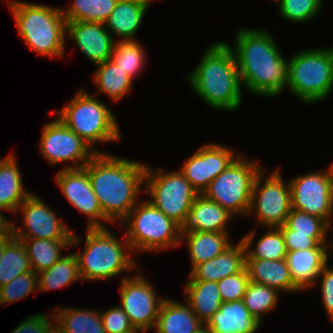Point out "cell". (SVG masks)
<instances>
[{
	"label": "cell",
	"instance_id": "6da1fadb",
	"mask_svg": "<svg viewBox=\"0 0 333 333\" xmlns=\"http://www.w3.org/2000/svg\"><path fill=\"white\" fill-rule=\"evenodd\" d=\"M234 46L242 86L254 95L278 97L288 86V59L267 29L240 28Z\"/></svg>",
	"mask_w": 333,
	"mask_h": 333
},
{
	"label": "cell",
	"instance_id": "7a4b0ae2",
	"mask_svg": "<svg viewBox=\"0 0 333 333\" xmlns=\"http://www.w3.org/2000/svg\"><path fill=\"white\" fill-rule=\"evenodd\" d=\"M83 168L88 173L103 215L112 224L120 223L138 201L146 164L101 152Z\"/></svg>",
	"mask_w": 333,
	"mask_h": 333
},
{
	"label": "cell",
	"instance_id": "3957f363",
	"mask_svg": "<svg viewBox=\"0 0 333 333\" xmlns=\"http://www.w3.org/2000/svg\"><path fill=\"white\" fill-rule=\"evenodd\" d=\"M186 79L197 96L214 110L235 111L242 103L236 57L227 42L210 44Z\"/></svg>",
	"mask_w": 333,
	"mask_h": 333
},
{
	"label": "cell",
	"instance_id": "277c9868",
	"mask_svg": "<svg viewBox=\"0 0 333 333\" xmlns=\"http://www.w3.org/2000/svg\"><path fill=\"white\" fill-rule=\"evenodd\" d=\"M19 36L40 56L62 58L65 53L66 20L61 7L8 1Z\"/></svg>",
	"mask_w": 333,
	"mask_h": 333
},
{
	"label": "cell",
	"instance_id": "5b68a950",
	"mask_svg": "<svg viewBox=\"0 0 333 333\" xmlns=\"http://www.w3.org/2000/svg\"><path fill=\"white\" fill-rule=\"evenodd\" d=\"M84 244V251L75 253L83 282L111 280L121 272L139 269L125 236L117 239L108 227L87 228Z\"/></svg>",
	"mask_w": 333,
	"mask_h": 333
},
{
	"label": "cell",
	"instance_id": "8992f818",
	"mask_svg": "<svg viewBox=\"0 0 333 333\" xmlns=\"http://www.w3.org/2000/svg\"><path fill=\"white\" fill-rule=\"evenodd\" d=\"M52 114L81 137L96 153L97 142H119L121 131L116 116L108 106L83 88L60 111Z\"/></svg>",
	"mask_w": 333,
	"mask_h": 333
},
{
	"label": "cell",
	"instance_id": "52a82bcc",
	"mask_svg": "<svg viewBox=\"0 0 333 333\" xmlns=\"http://www.w3.org/2000/svg\"><path fill=\"white\" fill-rule=\"evenodd\" d=\"M286 88L306 104L325 100L333 92V46L293 54L288 60Z\"/></svg>",
	"mask_w": 333,
	"mask_h": 333
},
{
	"label": "cell",
	"instance_id": "ba28073f",
	"mask_svg": "<svg viewBox=\"0 0 333 333\" xmlns=\"http://www.w3.org/2000/svg\"><path fill=\"white\" fill-rule=\"evenodd\" d=\"M120 223L127 225L125 238L134 253L180 247V225L149 200L136 204Z\"/></svg>",
	"mask_w": 333,
	"mask_h": 333
},
{
	"label": "cell",
	"instance_id": "9c48e42d",
	"mask_svg": "<svg viewBox=\"0 0 333 333\" xmlns=\"http://www.w3.org/2000/svg\"><path fill=\"white\" fill-rule=\"evenodd\" d=\"M259 162L240 154L223 172L211 181L203 195L230 212L248 216L252 186L261 171Z\"/></svg>",
	"mask_w": 333,
	"mask_h": 333
},
{
	"label": "cell",
	"instance_id": "30bf717a",
	"mask_svg": "<svg viewBox=\"0 0 333 333\" xmlns=\"http://www.w3.org/2000/svg\"><path fill=\"white\" fill-rule=\"evenodd\" d=\"M144 183L149 201L180 225L198 195L184 175L179 170L165 172L146 165Z\"/></svg>",
	"mask_w": 333,
	"mask_h": 333
},
{
	"label": "cell",
	"instance_id": "8fae6325",
	"mask_svg": "<svg viewBox=\"0 0 333 333\" xmlns=\"http://www.w3.org/2000/svg\"><path fill=\"white\" fill-rule=\"evenodd\" d=\"M263 170L264 168L253 182L248 215L255 211L258 225L279 227L286 222L292 210L290 184L283 180L279 169L273 171L266 180L263 178Z\"/></svg>",
	"mask_w": 333,
	"mask_h": 333
},
{
	"label": "cell",
	"instance_id": "7c38bea8",
	"mask_svg": "<svg viewBox=\"0 0 333 333\" xmlns=\"http://www.w3.org/2000/svg\"><path fill=\"white\" fill-rule=\"evenodd\" d=\"M39 142L41 155L50 165L72 162L63 169L83 168L96 154L58 118L44 125Z\"/></svg>",
	"mask_w": 333,
	"mask_h": 333
},
{
	"label": "cell",
	"instance_id": "4fadbf2b",
	"mask_svg": "<svg viewBox=\"0 0 333 333\" xmlns=\"http://www.w3.org/2000/svg\"><path fill=\"white\" fill-rule=\"evenodd\" d=\"M292 208L323 219L330 227L333 215V183L327 170L301 174L288 181Z\"/></svg>",
	"mask_w": 333,
	"mask_h": 333
},
{
	"label": "cell",
	"instance_id": "5bb4252c",
	"mask_svg": "<svg viewBox=\"0 0 333 333\" xmlns=\"http://www.w3.org/2000/svg\"><path fill=\"white\" fill-rule=\"evenodd\" d=\"M140 273L125 277L119 287L122 310L132 326L144 333L154 329L161 305L165 298H158L153 285Z\"/></svg>",
	"mask_w": 333,
	"mask_h": 333
},
{
	"label": "cell",
	"instance_id": "9a60e30c",
	"mask_svg": "<svg viewBox=\"0 0 333 333\" xmlns=\"http://www.w3.org/2000/svg\"><path fill=\"white\" fill-rule=\"evenodd\" d=\"M23 215V228L11 221V230L16 239L43 238L48 240H72L71 230L51 207L38 195L31 193L18 207Z\"/></svg>",
	"mask_w": 333,
	"mask_h": 333
},
{
	"label": "cell",
	"instance_id": "2e32d148",
	"mask_svg": "<svg viewBox=\"0 0 333 333\" xmlns=\"http://www.w3.org/2000/svg\"><path fill=\"white\" fill-rule=\"evenodd\" d=\"M222 144L206 143L186 160L179 171L198 194L223 172L240 154Z\"/></svg>",
	"mask_w": 333,
	"mask_h": 333
},
{
	"label": "cell",
	"instance_id": "e0dca14e",
	"mask_svg": "<svg viewBox=\"0 0 333 333\" xmlns=\"http://www.w3.org/2000/svg\"><path fill=\"white\" fill-rule=\"evenodd\" d=\"M55 181L68 202L82 214L87 215V228L106 227L104 222L111 224L103 215L84 168L61 169L55 175Z\"/></svg>",
	"mask_w": 333,
	"mask_h": 333
},
{
	"label": "cell",
	"instance_id": "ac0fdd59",
	"mask_svg": "<svg viewBox=\"0 0 333 333\" xmlns=\"http://www.w3.org/2000/svg\"><path fill=\"white\" fill-rule=\"evenodd\" d=\"M66 35L95 65L109 60L112 56L115 41L103 23L66 21Z\"/></svg>",
	"mask_w": 333,
	"mask_h": 333
},
{
	"label": "cell",
	"instance_id": "d6986e66",
	"mask_svg": "<svg viewBox=\"0 0 333 333\" xmlns=\"http://www.w3.org/2000/svg\"><path fill=\"white\" fill-rule=\"evenodd\" d=\"M233 215L216 202L198 194L192 203L191 209L186 213L184 221L180 224V235L198 232L229 233L227 224Z\"/></svg>",
	"mask_w": 333,
	"mask_h": 333
},
{
	"label": "cell",
	"instance_id": "ffe728a7",
	"mask_svg": "<svg viewBox=\"0 0 333 333\" xmlns=\"http://www.w3.org/2000/svg\"><path fill=\"white\" fill-rule=\"evenodd\" d=\"M261 323L250 313L244 301L239 300L222 302L205 326L210 333H255Z\"/></svg>",
	"mask_w": 333,
	"mask_h": 333
},
{
	"label": "cell",
	"instance_id": "44dd1931",
	"mask_svg": "<svg viewBox=\"0 0 333 333\" xmlns=\"http://www.w3.org/2000/svg\"><path fill=\"white\" fill-rule=\"evenodd\" d=\"M329 248L287 251L286 261L294 284L304 290L315 286L318 275L328 263Z\"/></svg>",
	"mask_w": 333,
	"mask_h": 333
},
{
	"label": "cell",
	"instance_id": "7402d4cb",
	"mask_svg": "<svg viewBox=\"0 0 333 333\" xmlns=\"http://www.w3.org/2000/svg\"><path fill=\"white\" fill-rule=\"evenodd\" d=\"M246 249L240 240L222 254L196 265L189 272L188 280L215 281L240 272L245 267Z\"/></svg>",
	"mask_w": 333,
	"mask_h": 333
},
{
	"label": "cell",
	"instance_id": "603a6c76",
	"mask_svg": "<svg viewBox=\"0 0 333 333\" xmlns=\"http://www.w3.org/2000/svg\"><path fill=\"white\" fill-rule=\"evenodd\" d=\"M152 0H118L104 27L120 41H135L144 15Z\"/></svg>",
	"mask_w": 333,
	"mask_h": 333
},
{
	"label": "cell",
	"instance_id": "cb8c5ba5",
	"mask_svg": "<svg viewBox=\"0 0 333 333\" xmlns=\"http://www.w3.org/2000/svg\"><path fill=\"white\" fill-rule=\"evenodd\" d=\"M245 268L250 282L264 284L276 289L279 293L280 291L291 293L300 291L292 281L286 259H245Z\"/></svg>",
	"mask_w": 333,
	"mask_h": 333
},
{
	"label": "cell",
	"instance_id": "d4e9b609",
	"mask_svg": "<svg viewBox=\"0 0 333 333\" xmlns=\"http://www.w3.org/2000/svg\"><path fill=\"white\" fill-rule=\"evenodd\" d=\"M204 325L187 302L179 303L165 298L154 329L157 333H195Z\"/></svg>",
	"mask_w": 333,
	"mask_h": 333
},
{
	"label": "cell",
	"instance_id": "484cf974",
	"mask_svg": "<svg viewBox=\"0 0 333 333\" xmlns=\"http://www.w3.org/2000/svg\"><path fill=\"white\" fill-rule=\"evenodd\" d=\"M15 159L14 154L10 153L0 164V212L6 210L16 214L18 207L31 194L24 189L21 171Z\"/></svg>",
	"mask_w": 333,
	"mask_h": 333
},
{
	"label": "cell",
	"instance_id": "4316f807",
	"mask_svg": "<svg viewBox=\"0 0 333 333\" xmlns=\"http://www.w3.org/2000/svg\"><path fill=\"white\" fill-rule=\"evenodd\" d=\"M229 237L228 233L192 231L181 235L180 245L184 241L187 244L193 269L196 265L219 256L230 247L233 243Z\"/></svg>",
	"mask_w": 333,
	"mask_h": 333
},
{
	"label": "cell",
	"instance_id": "83f0119b",
	"mask_svg": "<svg viewBox=\"0 0 333 333\" xmlns=\"http://www.w3.org/2000/svg\"><path fill=\"white\" fill-rule=\"evenodd\" d=\"M184 293L191 310L204 324L219 310L222 303L215 281L187 280Z\"/></svg>",
	"mask_w": 333,
	"mask_h": 333
},
{
	"label": "cell",
	"instance_id": "f1b7e54d",
	"mask_svg": "<svg viewBox=\"0 0 333 333\" xmlns=\"http://www.w3.org/2000/svg\"><path fill=\"white\" fill-rule=\"evenodd\" d=\"M18 240H21L24 244L32 271L35 273L49 269L57 262L62 257L61 250L75 246L81 243V240L83 241V239L75 235V232L72 240H48L43 238Z\"/></svg>",
	"mask_w": 333,
	"mask_h": 333
},
{
	"label": "cell",
	"instance_id": "f546056e",
	"mask_svg": "<svg viewBox=\"0 0 333 333\" xmlns=\"http://www.w3.org/2000/svg\"><path fill=\"white\" fill-rule=\"evenodd\" d=\"M53 310L55 323L67 333H106L100 310L59 308Z\"/></svg>",
	"mask_w": 333,
	"mask_h": 333
},
{
	"label": "cell",
	"instance_id": "4dcf8cb0",
	"mask_svg": "<svg viewBox=\"0 0 333 333\" xmlns=\"http://www.w3.org/2000/svg\"><path fill=\"white\" fill-rule=\"evenodd\" d=\"M96 66L93 76L98 92L93 95L104 93L113 102H118L132 89L133 80L111 59Z\"/></svg>",
	"mask_w": 333,
	"mask_h": 333
},
{
	"label": "cell",
	"instance_id": "1f68e13d",
	"mask_svg": "<svg viewBox=\"0 0 333 333\" xmlns=\"http://www.w3.org/2000/svg\"><path fill=\"white\" fill-rule=\"evenodd\" d=\"M255 235L256 232L253 230L241 239L246 249L245 259H286L287 250L279 227H267L266 233L257 241L256 247L251 249Z\"/></svg>",
	"mask_w": 333,
	"mask_h": 333
},
{
	"label": "cell",
	"instance_id": "d6a6232c",
	"mask_svg": "<svg viewBox=\"0 0 333 333\" xmlns=\"http://www.w3.org/2000/svg\"><path fill=\"white\" fill-rule=\"evenodd\" d=\"M81 281L76 254L63 255L49 269L38 273L39 291H49L66 287Z\"/></svg>",
	"mask_w": 333,
	"mask_h": 333
},
{
	"label": "cell",
	"instance_id": "836d02e7",
	"mask_svg": "<svg viewBox=\"0 0 333 333\" xmlns=\"http://www.w3.org/2000/svg\"><path fill=\"white\" fill-rule=\"evenodd\" d=\"M32 271L24 244L15 237L5 246L0 257V287L18 275Z\"/></svg>",
	"mask_w": 333,
	"mask_h": 333
},
{
	"label": "cell",
	"instance_id": "e575fe53",
	"mask_svg": "<svg viewBox=\"0 0 333 333\" xmlns=\"http://www.w3.org/2000/svg\"><path fill=\"white\" fill-rule=\"evenodd\" d=\"M118 0H73L68 8H62L66 21L104 23L111 15Z\"/></svg>",
	"mask_w": 333,
	"mask_h": 333
},
{
	"label": "cell",
	"instance_id": "d590c367",
	"mask_svg": "<svg viewBox=\"0 0 333 333\" xmlns=\"http://www.w3.org/2000/svg\"><path fill=\"white\" fill-rule=\"evenodd\" d=\"M145 47L137 40L120 41L117 40L112 50L111 60L120 67L132 80L142 68L146 61Z\"/></svg>",
	"mask_w": 333,
	"mask_h": 333
},
{
	"label": "cell",
	"instance_id": "8d00e7d4",
	"mask_svg": "<svg viewBox=\"0 0 333 333\" xmlns=\"http://www.w3.org/2000/svg\"><path fill=\"white\" fill-rule=\"evenodd\" d=\"M279 294L274 288L264 284L249 282L243 301L250 313L262 321L263 315L272 312L271 310L276 308Z\"/></svg>",
	"mask_w": 333,
	"mask_h": 333
},
{
	"label": "cell",
	"instance_id": "74e56055",
	"mask_svg": "<svg viewBox=\"0 0 333 333\" xmlns=\"http://www.w3.org/2000/svg\"><path fill=\"white\" fill-rule=\"evenodd\" d=\"M36 290H39L38 273L30 271L18 275L0 287V306L19 301Z\"/></svg>",
	"mask_w": 333,
	"mask_h": 333
},
{
	"label": "cell",
	"instance_id": "f35d334b",
	"mask_svg": "<svg viewBox=\"0 0 333 333\" xmlns=\"http://www.w3.org/2000/svg\"><path fill=\"white\" fill-rule=\"evenodd\" d=\"M323 0H282L278 5L281 16L296 23H306L318 16L321 11Z\"/></svg>",
	"mask_w": 333,
	"mask_h": 333
},
{
	"label": "cell",
	"instance_id": "ab89813d",
	"mask_svg": "<svg viewBox=\"0 0 333 333\" xmlns=\"http://www.w3.org/2000/svg\"><path fill=\"white\" fill-rule=\"evenodd\" d=\"M279 228L281 229L287 251L330 248L332 246V242L327 238L328 234L295 233V230L290 229L285 223Z\"/></svg>",
	"mask_w": 333,
	"mask_h": 333
},
{
	"label": "cell",
	"instance_id": "60d3db41",
	"mask_svg": "<svg viewBox=\"0 0 333 333\" xmlns=\"http://www.w3.org/2000/svg\"><path fill=\"white\" fill-rule=\"evenodd\" d=\"M285 224L295 233L328 234L331 228L323 219L292 208Z\"/></svg>",
	"mask_w": 333,
	"mask_h": 333
},
{
	"label": "cell",
	"instance_id": "b9f144b4",
	"mask_svg": "<svg viewBox=\"0 0 333 333\" xmlns=\"http://www.w3.org/2000/svg\"><path fill=\"white\" fill-rule=\"evenodd\" d=\"M250 282L247 269L227 276L217 282L222 302L243 300L248 283Z\"/></svg>",
	"mask_w": 333,
	"mask_h": 333
},
{
	"label": "cell",
	"instance_id": "7bdbcfd3",
	"mask_svg": "<svg viewBox=\"0 0 333 333\" xmlns=\"http://www.w3.org/2000/svg\"><path fill=\"white\" fill-rule=\"evenodd\" d=\"M102 325L106 333H124L134 327L128 315L120 306L112 307L106 312H101Z\"/></svg>",
	"mask_w": 333,
	"mask_h": 333
},
{
	"label": "cell",
	"instance_id": "ee69618b",
	"mask_svg": "<svg viewBox=\"0 0 333 333\" xmlns=\"http://www.w3.org/2000/svg\"><path fill=\"white\" fill-rule=\"evenodd\" d=\"M51 314V318L44 313L31 315L19 323L11 333H50L52 325L55 323V315L53 312ZM49 319L53 321L51 322Z\"/></svg>",
	"mask_w": 333,
	"mask_h": 333
},
{
	"label": "cell",
	"instance_id": "f6af8a7d",
	"mask_svg": "<svg viewBox=\"0 0 333 333\" xmlns=\"http://www.w3.org/2000/svg\"><path fill=\"white\" fill-rule=\"evenodd\" d=\"M321 298L326 314L330 321H333V267H328V263L321 270Z\"/></svg>",
	"mask_w": 333,
	"mask_h": 333
},
{
	"label": "cell",
	"instance_id": "bcb514c9",
	"mask_svg": "<svg viewBox=\"0 0 333 333\" xmlns=\"http://www.w3.org/2000/svg\"><path fill=\"white\" fill-rule=\"evenodd\" d=\"M14 238L11 228L2 236H0V257L5 249V246Z\"/></svg>",
	"mask_w": 333,
	"mask_h": 333
},
{
	"label": "cell",
	"instance_id": "7dc6e473",
	"mask_svg": "<svg viewBox=\"0 0 333 333\" xmlns=\"http://www.w3.org/2000/svg\"><path fill=\"white\" fill-rule=\"evenodd\" d=\"M10 228L11 221H8L5 215L0 212V236L4 235Z\"/></svg>",
	"mask_w": 333,
	"mask_h": 333
},
{
	"label": "cell",
	"instance_id": "c3c4849f",
	"mask_svg": "<svg viewBox=\"0 0 333 333\" xmlns=\"http://www.w3.org/2000/svg\"><path fill=\"white\" fill-rule=\"evenodd\" d=\"M50 333H67L64 330H62L56 323L52 325Z\"/></svg>",
	"mask_w": 333,
	"mask_h": 333
},
{
	"label": "cell",
	"instance_id": "681fc988",
	"mask_svg": "<svg viewBox=\"0 0 333 333\" xmlns=\"http://www.w3.org/2000/svg\"><path fill=\"white\" fill-rule=\"evenodd\" d=\"M195 333H210V331L204 325L201 329L197 330Z\"/></svg>",
	"mask_w": 333,
	"mask_h": 333
},
{
	"label": "cell",
	"instance_id": "f907efd6",
	"mask_svg": "<svg viewBox=\"0 0 333 333\" xmlns=\"http://www.w3.org/2000/svg\"><path fill=\"white\" fill-rule=\"evenodd\" d=\"M139 332L144 333L143 331H141L138 328H133V329H131V330L127 331V332H124V333H139Z\"/></svg>",
	"mask_w": 333,
	"mask_h": 333
},
{
	"label": "cell",
	"instance_id": "816d5d0a",
	"mask_svg": "<svg viewBox=\"0 0 333 333\" xmlns=\"http://www.w3.org/2000/svg\"><path fill=\"white\" fill-rule=\"evenodd\" d=\"M328 171H329V173H330V177H331V180H332V183H333V162H332V164L330 165Z\"/></svg>",
	"mask_w": 333,
	"mask_h": 333
},
{
	"label": "cell",
	"instance_id": "f5cc1de1",
	"mask_svg": "<svg viewBox=\"0 0 333 333\" xmlns=\"http://www.w3.org/2000/svg\"><path fill=\"white\" fill-rule=\"evenodd\" d=\"M275 1L279 2V3H278L279 5H280V4H281V2H282V0H275Z\"/></svg>",
	"mask_w": 333,
	"mask_h": 333
},
{
	"label": "cell",
	"instance_id": "db71d44e",
	"mask_svg": "<svg viewBox=\"0 0 333 333\" xmlns=\"http://www.w3.org/2000/svg\"><path fill=\"white\" fill-rule=\"evenodd\" d=\"M3 161H4V159H3V158H0V164H1Z\"/></svg>",
	"mask_w": 333,
	"mask_h": 333
}]
</instances>
